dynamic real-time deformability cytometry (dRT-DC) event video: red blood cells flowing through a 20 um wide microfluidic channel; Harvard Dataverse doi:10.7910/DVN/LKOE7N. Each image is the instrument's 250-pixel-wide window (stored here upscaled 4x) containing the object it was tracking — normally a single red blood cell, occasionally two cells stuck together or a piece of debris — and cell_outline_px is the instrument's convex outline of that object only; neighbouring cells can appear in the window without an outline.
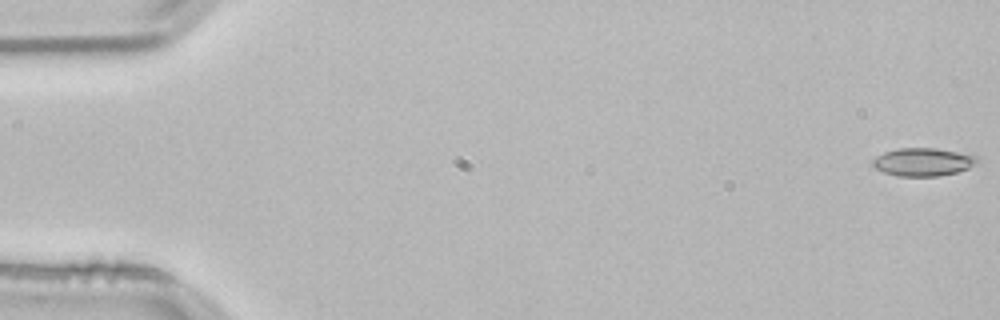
{"species": "common noctule bat (a hibernating species)", "species_latin": "Nyctalus noctula", "temperature_condition": "room temperature", "stored_images_in_passage": 54, "camera_frame_rate_fps": 3000, "um_per_image_px": 0.085, "animal": {"sex": "male", "body_mass_g": 21.5, "forearm_length_mm": 52.0}, "frame": {"image": 1, "passage_image": 1, "time_ms": 0.0, "image_size_px": [1000, 320], "cell_outline_px": [[980, 160], [968, 168], [956, 172], [936, 176], [900, 176], [884, 172], [876, 168], [872, 164], [872, 160], [876, 156], [884, 152], [896, 148], [936, 148], [976, 156]], "centroid_in_image_um": [78.43, 13.76], "position_along_channel_um": 6.6, "area_um2": 16.88}}
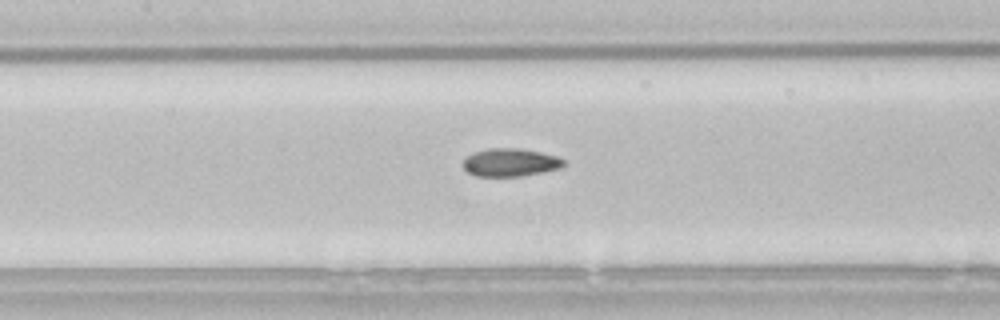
{"frame": {"image": 2, "passage_image": 25, "time_ms": 8.0, "image_size_px": [1000, 320], "cell_outline_px": [[564, 164], [560, 168], [544, 172], [520, 176], [476, 176], [468, 172], [460, 164], [468, 156], [476, 152], [488, 148], [520, 148], [540, 152], [556, 156], [564, 160]], "centroid_in_image_um": [43.36, 13.81], "position_along_channel_um": 164.0, "area_um2": 16.36}}
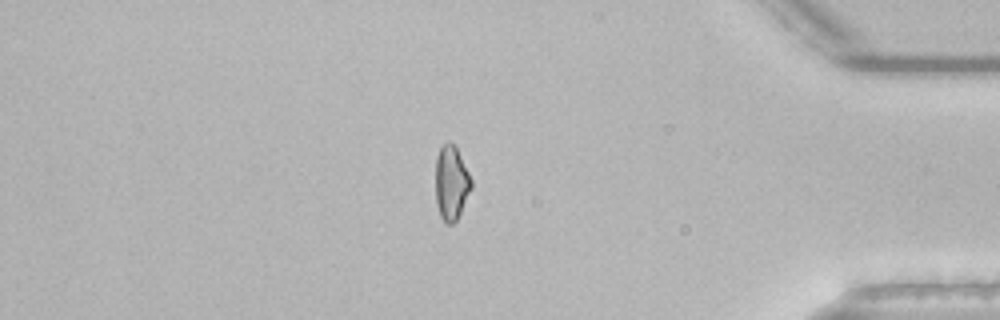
{"frame": {"image": 3, "passage_image": 46, "time_ms": 15.0, "image_size_px": [1000, 320], "cell_outline_px": [[472, 188], [456, 220], [452, 224], [448, 224], [440, 216], [436, 204], [436, 156], [440, 148], [448, 140], [456, 148], [472, 180]], "centroid_in_image_um": [38.35, 15.55], "position_along_channel_um": 396.9, "area_um2": 15.26}, "authors_computed_cell_mechanics": {"area_um2": 16.0973, "velocity_mm_per_s": 3.8204, "shape_relaxation_time_tau1_ms": null, "shape_relaxation_time_tau2_ms": 4.2043, "deformation_change_tau1": null, "deformation_change_tau2": 0.1068}}